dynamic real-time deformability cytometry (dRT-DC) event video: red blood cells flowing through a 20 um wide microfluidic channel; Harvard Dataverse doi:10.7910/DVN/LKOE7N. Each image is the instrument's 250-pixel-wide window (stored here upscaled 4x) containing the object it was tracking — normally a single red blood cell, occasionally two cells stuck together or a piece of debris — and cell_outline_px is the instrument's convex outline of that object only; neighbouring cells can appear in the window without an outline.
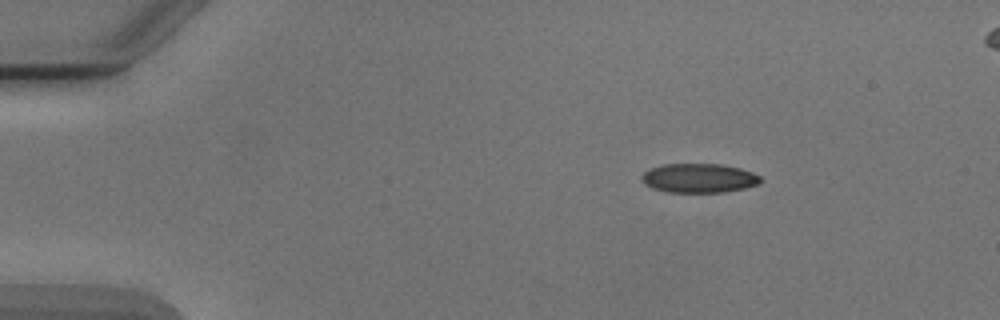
{"species": "Egyptian fruit bat (a non-hibernating species)", "species_latin": "Rousettus aegyptiacus", "temperature_condition": "cold", "stored_images_in_passage": 4, "camera_frame_rate_fps": 3000, "um_per_image_px": 0.085, "animal": {"sex": "male"}, "frame": {"image": 1, "passage_image": 1, "time_ms": 0.0, "image_size_px": [1000, 320], "cell_outline_px": [[760, 184], [744, 188], [724, 192], [668, 192], [652, 188], [644, 184], [640, 180], [640, 176], [644, 172], [652, 168], [664, 164], [720, 164], [740, 168], [752, 172], [760, 176]], "centroid_in_image_um": [59.39, 15.14], "position_along_channel_um": 25.6, "area_um2": 20.23}}